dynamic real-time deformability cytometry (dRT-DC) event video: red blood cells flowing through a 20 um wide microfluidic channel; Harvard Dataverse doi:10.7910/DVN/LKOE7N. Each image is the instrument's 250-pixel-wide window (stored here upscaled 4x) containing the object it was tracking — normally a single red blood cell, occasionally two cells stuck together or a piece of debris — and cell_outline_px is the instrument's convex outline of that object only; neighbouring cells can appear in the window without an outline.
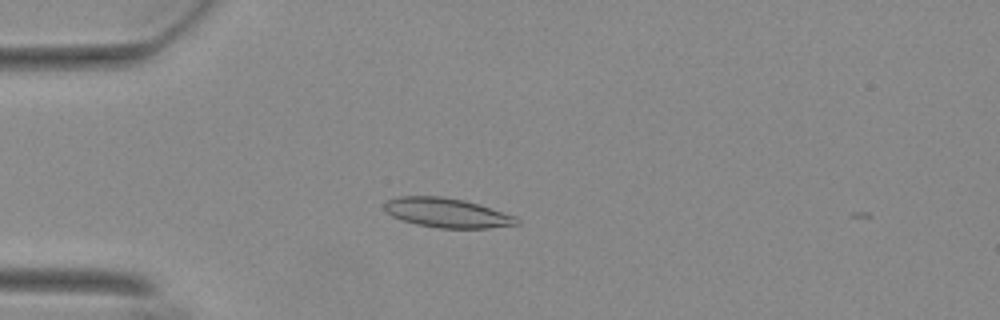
{"species": "Egyptian fruit bat (a non-hibernating species)", "species_latin": "Rousettus aegyptiacus", "temperature_condition": "warm", "stored_images_in_passage": 3, "camera_frame_rate_fps": 3000, "um_per_image_px": 0.085, "animal": {"sex": "female"}, "frame": {"image": 1, "passage_image": 1, "time_ms": 0.0, "image_size_px": [1000, 320], "cell_outline_px": [[520, 224], [488, 228], [440, 228], [416, 224], [400, 220], [392, 216], [384, 208], [384, 204], [388, 200], [400, 196], [440, 196], [464, 200], [480, 204], [516, 216], [520, 220]], "centroid_in_image_um": [38.02, 18.09], "position_along_channel_um": 47.0, "area_um2": 22.77}}